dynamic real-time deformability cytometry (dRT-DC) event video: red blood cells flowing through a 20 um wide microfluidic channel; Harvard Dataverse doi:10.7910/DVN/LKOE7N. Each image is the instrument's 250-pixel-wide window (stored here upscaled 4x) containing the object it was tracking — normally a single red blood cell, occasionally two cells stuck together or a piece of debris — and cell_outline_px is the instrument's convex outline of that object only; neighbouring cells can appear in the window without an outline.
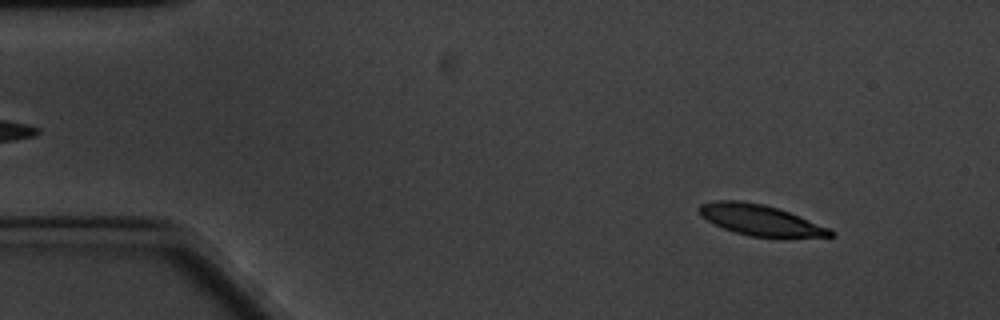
{"species": "common noctule bat (a hibernating species)", "species_latin": "Nyctalus noctula", "temperature_condition": "cold", "stored_images_in_passage": 57, "camera_frame_rate_fps": 3000, "um_per_image_px": 0.085, "animal": {"sex": "male", "body_mass_g": 20.1, "forearm_length_mm": 53.5}, "frame": {"image": 1, "passage_image": 2, "time_ms": 0.333, "image_size_px": [1000, 320], "cell_outline_px": [[836, 232], [832, 236], [748, 236], [724, 228], [708, 220], [696, 208], [700, 204], [716, 200], [740, 200], [764, 204], [788, 212], [828, 228]], "centroid_in_image_um": [64.56, 18.67], "position_along_channel_um": 20.4, "area_um2": 22.72}}
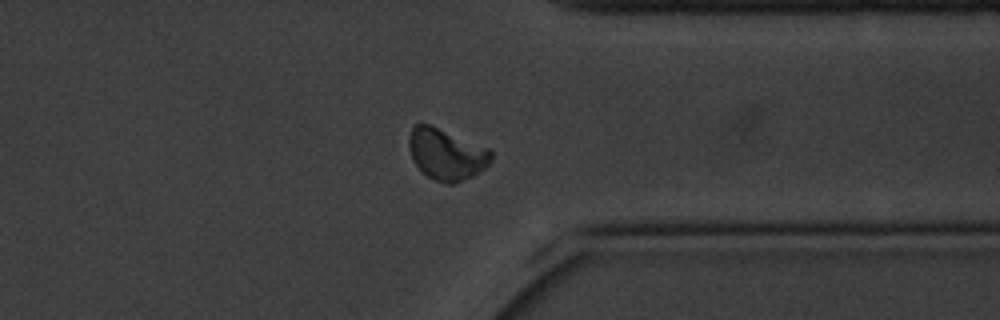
{"frame": {"image": 2, "passage_image": 43, "time_ms": 14.0, "image_size_px": [1000, 320], "cell_outline_px": [[492, 160], [484, 168], [472, 176], [452, 184], [448, 184], [436, 180], [428, 176], [412, 160], [408, 144], [408, 140], [412, 128], [416, 124], [428, 124], [492, 148]], "centroid_in_image_um": [37.97, 13.09], "position_along_channel_um": 373.4, "area_um2": 24.45}}
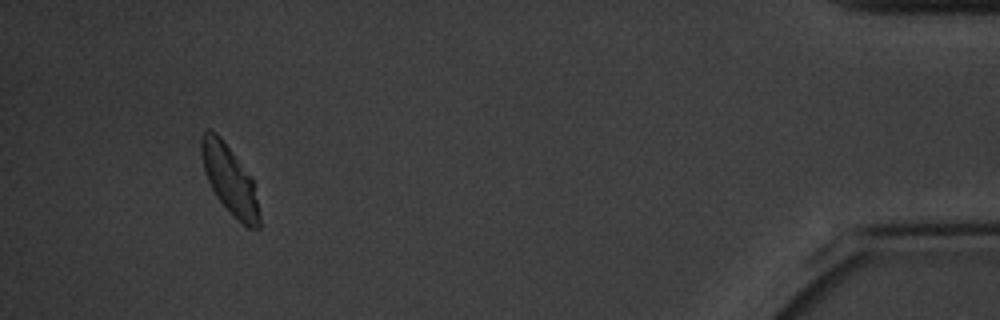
{"frame": {"image": 3, "passage_image": 53, "time_ms": 17.333, "image_size_px": [1000, 320], "cell_outline_px": [[260, 228], [248, 228], [232, 216], [216, 196], [204, 172], [200, 152], [200, 140], [204, 132], [208, 128], [216, 132], [220, 136], [252, 176], [260, 216]], "centroid_in_image_um": [19.51, 15.27], "position_along_channel_um": 415.7, "area_um2": 23.41}, "authors_computed_cell_mechanics": {"area_um2": 24.1604, "velocity_mm_per_s": 3.2102, "shape_relaxation_time_tau1_ms": 2.5511, "shape_relaxation_time_tau2_ms": 3.0198, "deformation_change_tau1": 0.1175, "deformation_change_tau2": 0.0495}}